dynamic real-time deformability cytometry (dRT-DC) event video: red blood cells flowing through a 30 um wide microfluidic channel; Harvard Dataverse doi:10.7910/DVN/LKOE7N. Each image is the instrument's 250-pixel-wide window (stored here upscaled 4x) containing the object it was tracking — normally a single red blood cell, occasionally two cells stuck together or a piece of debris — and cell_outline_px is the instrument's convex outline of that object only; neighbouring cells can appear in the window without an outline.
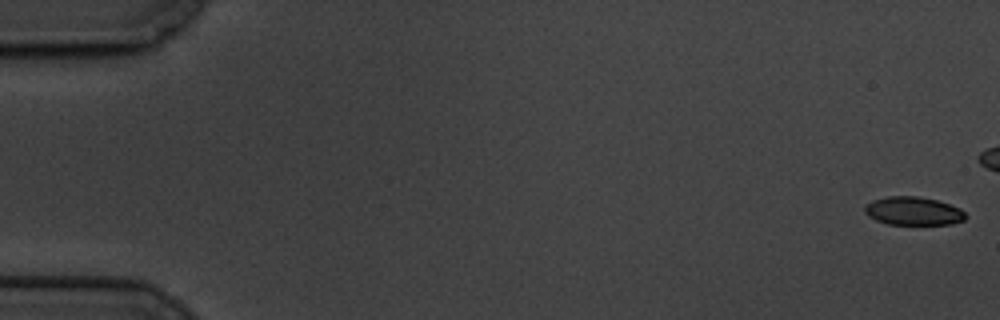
{"species": "common noctule bat (a hibernating species)", "species_latin": "Nyctalus noctula", "temperature_condition": "cold", "stored_images_in_passage": 50, "camera_frame_rate_fps": 3000, "um_per_image_px": 0.085, "animal": {"sex": "male", "body_mass_g": 19.5, "forearm_length_mm": 54.6}, "frame": {"image": 1, "passage_image": 1, "time_ms": 0.0, "image_size_px": [1000, 320], "cell_outline_px": [[968, 216], [964, 220], [952, 224], [888, 224], [876, 220], [868, 216], [864, 212], [864, 208], [872, 200], [888, 196], [916, 196], [936, 200], [960, 208]], "centroid_in_image_um": [77.63, 17.94], "position_along_channel_um": 7.4, "area_um2": 16.59}}
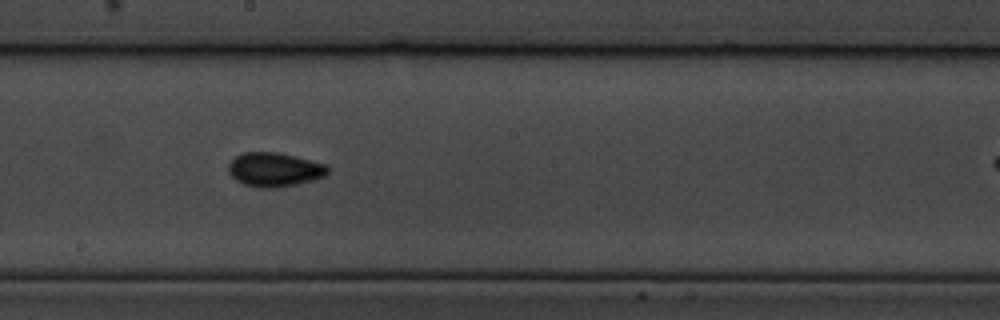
{"frame": {"image": 2, "passage_image": 34, "time_ms": 11.0, "image_size_px": [1000, 320], "cell_outline_px": [[328, 172], [324, 176], [312, 180], [296, 184], [272, 188], [260, 188], [244, 184], [236, 180], [228, 172], [228, 164], [236, 156], [244, 152], [276, 152], [324, 164], [328, 168]], "centroid_in_image_um": [23.28, 14.42], "position_along_channel_um": 224.9, "area_um2": 19.36}}
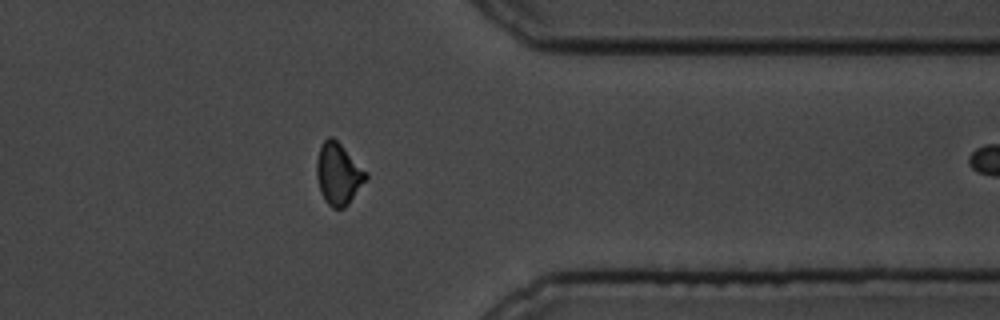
{"frame": {"image": 3, "passage_image": 49, "time_ms": 16.0, "image_size_px": [1000, 320], "cell_outline_px": [[368, 180], [348, 204], [344, 208], [332, 208], [324, 200], [320, 192], [316, 176], [316, 160], [320, 144], [328, 136], [332, 136], [368, 172]], "centroid_in_image_um": [28.76, 14.79], "position_along_channel_um": 382.6, "area_um2": 18.03}}